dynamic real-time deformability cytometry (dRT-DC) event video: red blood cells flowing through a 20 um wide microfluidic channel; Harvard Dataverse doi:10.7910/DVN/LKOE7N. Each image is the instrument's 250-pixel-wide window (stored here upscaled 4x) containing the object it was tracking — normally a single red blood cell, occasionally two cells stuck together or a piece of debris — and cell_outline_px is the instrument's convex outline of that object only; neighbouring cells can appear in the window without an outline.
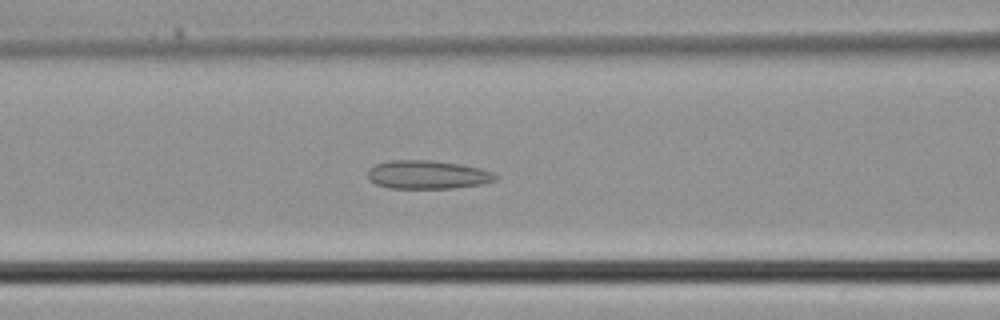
{"species": "common noctule bat (a hibernating species)", "species_latin": "Nyctalus noctula", "temperature_condition": "cold", "stored_images_in_passage": 31, "camera_frame_rate_fps": 3000, "um_per_image_px": 0.085, "animal": {"sex": "male", "body_mass_g": 21.5, "forearm_length_mm": 52.0}, "frame": {"image": 1, "passage_image": 9, "time_ms": 2.667, "image_size_px": [1000, 320], "cell_outline_px": [[500, 176], [496, 180], [484, 184], [452, 188], [388, 188], [376, 184], [368, 180], [368, 168], [376, 164], [388, 160], [432, 160], [460, 164], [480, 168], [496, 172]], "centroid_in_image_um": [36.37, 14.84], "position_along_channel_um": 130.2, "area_um2": 21.56}}
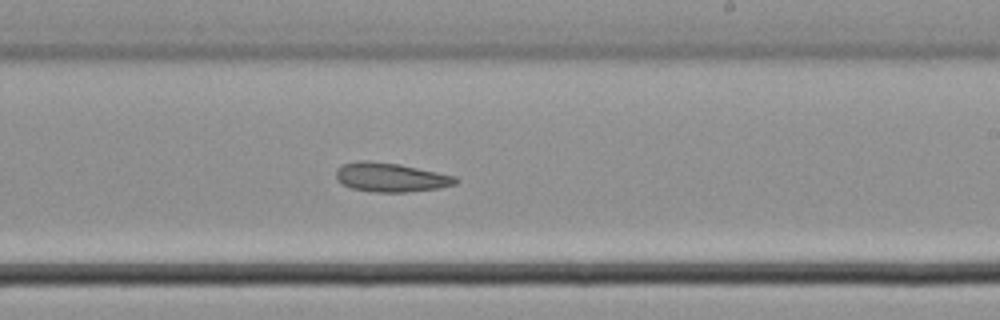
{"frame": {"image": 2, "passage_image": 16, "time_ms": 5.0, "image_size_px": [1000, 320], "cell_outline_px": [[460, 180], [456, 184], [440, 188], [404, 192], [372, 192], [352, 188], [340, 184], [336, 180], [336, 168], [344, 164], [360, 160], [368, 160], [400, 164], [456, 176]], "centroid_in_image_um": [33.2, 15.07], "position_along_channel_um": 255.8, "area_um2": 20.46}}
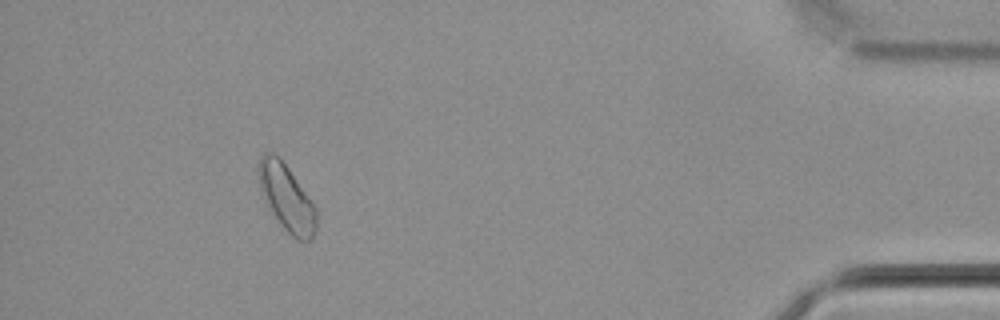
{"frame": {"image": 3, "passage_image": 28, "time_ms": 9.0, "image_size_px": [1000, 320], "cell_outline_px": [[316, 232], [312, 240], [296, 240], [284, 228], [272, 212], [260, 192], [260, 156], [264, 152], [272, 152], [280, 156], [316, 208]], "centroid_in_image_um": [24.38, 16.81], "position_along_channel_um": 410.8, "area_um2": 21.96}}